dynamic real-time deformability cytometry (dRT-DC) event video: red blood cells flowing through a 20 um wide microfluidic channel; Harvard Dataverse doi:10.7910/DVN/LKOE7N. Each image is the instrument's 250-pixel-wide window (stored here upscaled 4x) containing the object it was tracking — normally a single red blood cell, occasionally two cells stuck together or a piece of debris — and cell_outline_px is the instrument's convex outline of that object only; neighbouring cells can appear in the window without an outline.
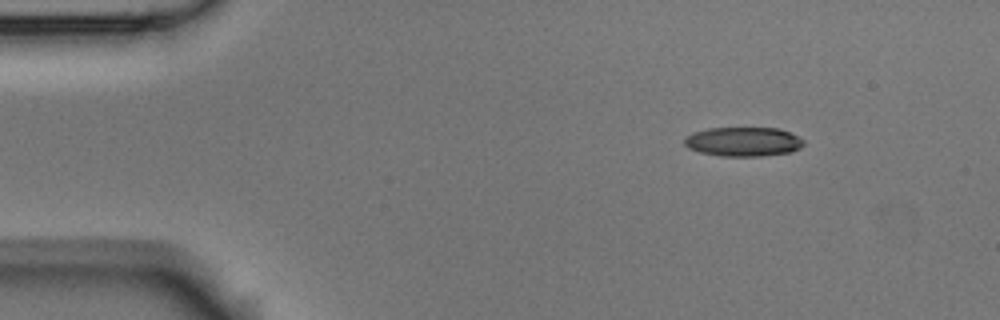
{"species": "Egyptian fruit bat (a non-hibernating species)", "species_latin": "Rousettus aegyptiacus", "temperature_condition": "room temperature", "stored_images_in_passage": 5, "camera_frame_rate_fps": 3000, "um_per_image_px": 0.085, "animal": {"sex": "male"}, "frame": {"image": 1, "passage_image": 1, "time_ms": 0.0, "image_size_px": [1000, 320], "cell_outline_px": [[804, 144], [800, 148], [792, 152], [760, 156], [720, 156], [700, 152], [688, 148], [684, 144], [684, 136], [692, 132], [708, 128], [780, 128], [804, 140]], "centroid_in_image_um": [63.15, 12.04], "position_along_channel_um": 21.9, "area_um2": 20.46}}
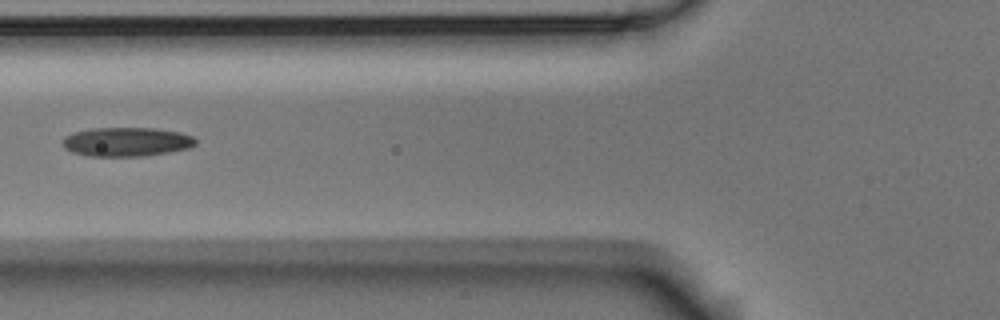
{"frame": {"image": 2, "passage_image": 5, "time_ms": 4.667, "image_size_px": [1000, 320], "cell_outline_px": [[196, 144], [188, 148], [168, 152], [144, 156], [84, 156], [72, 152], [64, 148], [64, 136], [76, 132], [96, 128], [152, 128], [180, 132], [192, 136], [196, 140]], "centroid_in_image_um": [10.76, 12.06], "position_along_channel_um": 115.0, "area_um2": 22.37}}